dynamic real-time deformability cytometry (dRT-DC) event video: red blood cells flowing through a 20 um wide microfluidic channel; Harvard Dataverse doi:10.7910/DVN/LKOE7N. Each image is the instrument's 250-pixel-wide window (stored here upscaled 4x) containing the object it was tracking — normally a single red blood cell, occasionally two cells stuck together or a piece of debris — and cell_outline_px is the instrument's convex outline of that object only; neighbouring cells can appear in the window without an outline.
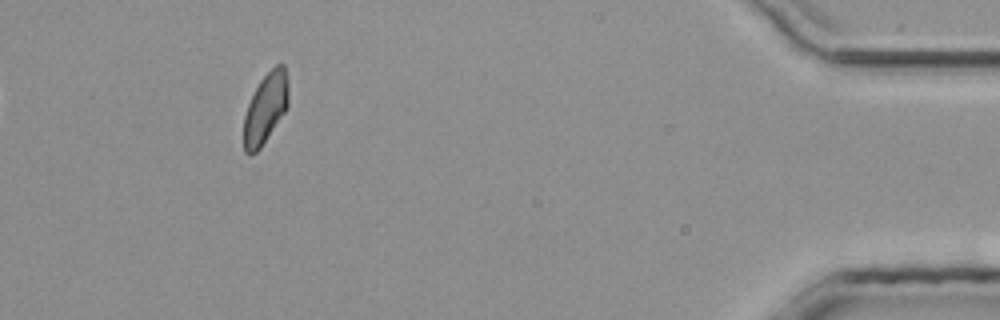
{"species": "common noctule bat (a hibernating species)", "species_latin": "Nyctalus noctula", "temperature_condition": "room temperature", "stored_images_in_passage": 33, "camera_frame_rate_fps": 3000, "um_per_image_px": 0.085, "animal": {"sex": "male", "body_mass_g": 20.4}, "frame": {"image": 1, "passage_image": 33, "time_ms": 10.667, "image_size_px": [1000, 320], "cell_outline_px": [[288, 108], [260, 148], [256, 152], [248, 156], [244, 152], [244, 116], [248, 104], [260, 80], [276, 64], [284, 64], [288, 80]], "centroid_in_image_um": [22.58, 9.21], "position_along_channel_um": 412.6, "area_um2": 18.32}}